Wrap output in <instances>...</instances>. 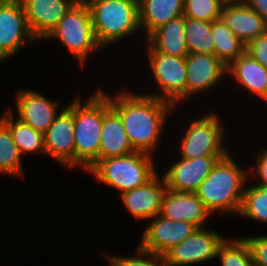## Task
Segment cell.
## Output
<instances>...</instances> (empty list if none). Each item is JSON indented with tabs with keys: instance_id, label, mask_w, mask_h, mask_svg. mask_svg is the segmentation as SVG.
I'll return each mask as SVG.
<instances>
[{
	"instance_id": "obj_23",
	"label": "cell",
	"mask_w": 267,
	"mask_h": 266,
	"mask_svg": "<svg viewBox=\"0 0 267 266\" xmlns=\"http://www.w3.org/2000/svg\"><path fill=\"white\" fill-rule=\"evenodd\" d=\"M139 25L148 36L159 26L184 12V0H138Z\"/></svg>"
},
{
	"instance_id": "obj_18",
	"label": "cell",
	"mask_w": 267,
	"mask_h": 266,
	"mask_svg": "<svg viewBox=\"0 0 267 266\" xmlns=\"http://www.w3.org/2000/svg\"><path fill=\"white\" fill-rule=\"evenodd\" d=\"M160 215L173 221L189 222L200 229L204 228L211 213L196 193L175 192L168 189L163 197Z\"/></svg>"
},
{
	"instance_id": "obj_27",
	"label": "cell",
	"mask_w": 267,
	"mask_h": 266,
	"mask_svg": "<svg viewBox=\"0 0 267 266\" xmlns=\"http://www.w3.org/2000/svg\"><path fill=\"white\" fill-rule=\"evenodd\" d=\"M21 158L9 128L0 120V173L23 177Z\"/></svg>"
},
{
	"instance_id": "obj_32",
	"label": "cell",
	"mask_w": 267,
	"mask_h": 266,
	"mask_svg": "<svg viewBox=\"0 0 267 266\" xmlns=\"http://www.w3.org/2000/svg\"><path fill=\"white\" fill-rule=\"evenodd\" d=\"M249 245L255 266H267V235L243 237Z\"/></svg>"
},
{
	"instance_id": "obj_30",
	"label": "cell",
	"mask_w": 267,
	"mask_h": 266,
	"mask_svg": "<svg viewBox=\"0 0 267 266\" xmlns=\"http://www.w3.org/2000/svg\"><path fill=\"white\" fill-rule=\"evenodd\" d=\"M224 4L222 0H184L183 16L212 22L221 18Z\"/></svg>"
},
{
	"instance_id": "obj_4",
	"label": "cell",
	"mask_w": 267,
	"mask_h": 266,
	"mask_svg": "<svg viewBox=\"0 0 267 266\" xmlns=\"http://www.w3.org/2000/svg\"><path fill=\"white\" fill-rule=\"evenodd\" d=\"M85 2L90 8L96 39L103 48L140 30L138 0Z\"/></svg>"
},
{
	"instance_id": "obj_6",
	"label": "cell",
	"mask_w": 267,
	"mask_h": 266,
	"mask_svg": "<svg viewBox=\"0 0 267 266\" xmlns=\"http://www.w3.org/2000/svg\"><path fill=\"white\" fill-rule=\"evenodd\" d=\"M44 39H58L84 67L89 54L103 47L98 43L90 8L85 0H77Z\"/></svg>"
},
{
	"instance_id": "obj_2",
	"label": "cell",
	"mask_w": 267,
	"mask_h": 266,
	"mask_svg": "<svg viewBox=\"0 0 267 266\" xmlns=\"http://www.w3.org/2000/svg\"><path fill=\"white\" fill-rule=\"evenodd\" d=\"M228 153L214 165L208 177L195 192L205 208L213 212L239 214L249 174L238 167Z\"/></svg>"
},
{
	"instance_id": "obj_31",
	"label": "cell",
	"mask_w": 267,
	"mask_h": 266,
	"mask_svg": "<svg viewBox=\"0 0 267 266\" xmlns=\"http://www.w3.org/2000/svg\"><path fill=\"white\" fill-rule=\"evenodd\" d=\"M135 255L132 257L105 255V257L111 264L110 266H167L163 255L144 251L140 247L137 248Z\"/></svg>"
},
{
	"instance_id": "obj_17",
	"label": "cell",
	"mask_w": 267,
	"mask_h": 266,
	"mask_svg": "<svg viewBox=\"0 0 267 266\" xmlns=\"http://www.w3.org/2000/svg\"><path fill=\"white\" fill-rule=\"evenodd\" d=\"M77 0H21L29 29L43 40Z\"/></svg>"
},
{
	"instance_id": "obj_5",
	"label": "cell",
	"mask_w": 267,
	"mask_h": 266,
	"mask_svg": "<svg viewBox=\"0 0 267 266\" xmlns=\"http://www.w3.org/2000/svg\"><path fill=\"white\" fill-rule=\"evenodd\" d=\"M151 154L134 151L125 156L108 157L97 161L88 172L97 181L122 193L145 185L156 174Z\"/></svg>"
},
{
	"instance_id": "obj_36",
	"label": "cell",
	"mask_w": 267,
	"mask_h": 266,
	"mask_svg": "<svg viewBox=\"0 0 267 266\" xmlns=\"http://www.w3.org/2000/svg\"><path fill=\"white\" fill-rule=\"evenodd\" d=\"M224 3H245V0H222Z\"/></svg>"
},
{
	"instance_id": "obj_22",
	"label": "cell",
	"mask_w": 267,
	"mask_h": 266,
	"mask_svg": "<svg viewBox=\"0 0 267 266\" xmlns=\"http://www.w3.org/2000/svg\"><path fill=\"white\" fill-rule=\"evenodd\" d=\"M227 74L252 95L267 101V68L246 52L227 67Z\"/></svg>"
},
{
	"instance_id": "obj_13",
	"label": "cell",
	"mask_w": 267,
	"mask_h": 266,
	"mask_svg": "<svg viewBox=\"0 0 267 266\" xmlns=\"http://www.w3.org/2000/svg\"><path fill=\"white\" fill-rule=\"evenodd\" d=\"M225 156H203L194 159L181 158L167 169L164 178L168 189L175 192L195 193L208 177L214 165Z\"/></svg>"
},
{
	"instance_id": "obj_28",
	"label": "cell",
	"mask_w": 267,
	"mask_h": 266,
	"mask_svg": "<svg viewBox=\"0 0 267 266\" xmlns=\"http://www.w3.org/2000/svg\"><path fill=\"white\" fill-rule=\"evenodd\" d=\"M239 215L267 223V187L254 185L244 189Z\"/></svg>"
},
{
	"instance_id": "obj_10",
	"label": "cell",
	"mask_w": 267,
	"mask_h": 266,
	"mask_svg": "<svg viewBox=\"0 0 267 266\" xmlns=\"http://www.w3.org/2000/svg\"><path fill=\"white\" fill-rule=\"evenodd\" d=\"M225 238L214 230L197 229L190 237L171 248L165 255L167 266H187L216 259Z\"/></svg>"
},
{
	"instance_id": "obj_16",
	"label": "cell",
	"mask_w": 267,
	"mask_h": 266,
	"mask_svg": "<svg viewBox=\"0 0 267 266\" xmlns=\"http://www.w3.org/2000/svg\"><path fill=\"white\" fill-rule=\"evenodd\" d=\"M162 177L156 174L145 185L120 194L124 206L136 219L150 220L160 214L163 197L168 190Z\"/></svg>"
},
{
	"instance_id": "obj_26",
	"label": "cell",
	"mask_w": 267,
	"mask_h": 266,
	"mask_svg": "<svg viewBox=\"0 0 267 266\" xmlns=\"http://www.w3.org/2000/svg\"><path fill=\"white\" fill-rule=\"evenodd\" d=\"M184 34L189 53L214 55L211 22L185 17Z\"/></svg>"
},
{
	"instance_id": "obj_15",
	"label": "cell",
	"mask_w": 267,
	"mask_h": 266,
	"mask_svg": "<svg viewBox=\"0 0 267 266\" xmlns=\"http://www.w3.org/2000/svg\"><path fill=\"white\" fill-rule=\"evenodd\" d=\"M225 74L227 67L215 55L189 53L186 56V100L214 88Z\"/></svg>"
},
{
	"instance_id": "obj_14",
	"label": "cell",
	"mask_w": 267,
	"mask_h": 266,
	"mask_svg": "<svg viewBox=\"0 0 267 266\" xmlns=\"http://www.w3.org/2000/svg\"><path fill=\"white\" fill-rule=\"evenodd\" d=\"M15 100L16 118L43 134L59 114L58 101L50 100L36 90H19Z\"/></svg>"
},
{
	"instance_id": "obj_19",
	"label": "cell",
	"mask_w": 267,
	"mask_h": 266,
	"mask_svg": "<svg viewBox=\"0 0 267 266\" xmlns=\"http://www.w3.org/2000/svg\"><path fill=\"white\" fill-rule=\"evenodd\" d=\"M100 138L99 161L108 157L125 156L135 151L126 135L121 118L111 107L106 93Z\"/></svg>"
},
{
	"instance_id": "obj_29",
	"label": "cell",
	"mask_w": 267,
	"mask_h": 266,
	"mask_svg": "<svg viewBox=\"0 0 267 266\" xmlns=\"http://www.w3.org/2000/svg\"><path fill=\"white\" fill-rule=\"evenodd\" d=\"M221 266H255L249 245L244 238L225 239L220 245L217 257Z\"/></svg>"
},
{
	"instance_id": "obj_1",
	"label": "cell",
	"mask_w": 267,
	"mask_h": 266,
	"mask_svg": "<svg viewBox=\"0 0 267 266\" xmlns=\"http://www.w3.org/2000/svg\"><path fill=\"white\" fill-rule=\"evenodd\" d=\"M107 96L111 107L121 118L133 149L152 155L158 147L165 120L175 106L158 97L132 94L130 91H122L114 98Z\"/></svg>"
},
{
	"instance_id": "obj_35",
	"label": "cell",
	"mask_w": 267,
	"mask_h": 266,
	"mask_svg": "<svg viewBox=\"0 0 267 266\" xmlns=\"http://www.w3.org/2000/svg\"><path fill=\"white\" fill-rule=\"evenodd\" d=\"M245 3L267 22V0H245Z\"/></svg>"
},
{
	"instance_id": "obj_3",
	"label": "cell",
	"mask_w": 267,
	"mask_h": 266,
	"mask_svg": "<svg viewBox=\"0 0 267 266\" xmlns=\"http://www.w3.org/2000/svg\"><path fill=\"white\" fill-rule=\"evenodd\" d=\"M79 97L74 98L75 167L88 171L99 161L104 92L96 90L84 104Z\"/></svg>"
},
{
	"instance_id": "obj_9",
	"label": "cell",
	"mask_w": 267,
	"mask_h": 266,
	"mask_svg": "<svg viewBox=\"0 0 267 266\" xmlns=\"http://www.w3.org/2000/svg\"><path fill=\"white\" fill-rule=\"evenodd\" d=\"M36 40L21 0H0V63L17 54L24 44Z\"/></svg>"
},
{
	"instance_id": "obj_34",
	"label": "cell",
	"mask_w": 267,
	"mask_h": 266,
	"mask_svg": "<svg viewBox=\"0 0 267 266\" xmlns=\"http://www.w3.org/2000/svg\"><path fill=\"white\" fill-rule=\"evenodd\" d=\"M261 152V153H260ZM259 154L256 155L255 166L252 167V173L257 176L259 181V186L267 187V149L260 150Z\"/></svg>"
},
{
	"instance_id": "obj_25",
	"label": "cell",
	"mask_w": 267,
	"mask_h": 266,
	"mask_svg": "<svg viewBox=\"0 0 267 266\" xmlns=\"http://www.w3.org/2000/svg\"><path fill=\"white\" fill-rule=\"evenodd\" d=\"M0 120L9 128L13 141L19 149L21 155L26 153H44V134L34 130L31 126L15 120L11 109L0 117Z\"/></svg>"
},
{
	"instance_id": "obj_11",
	"label": "cell",
	"mask_w": 267,
	"mask_h": 266,
	"mask_svg": "<svg viewBox=\"0 0 267 266\" xmlns=\"http://www.w3.org/2000/svg\"><path fill=\"white\" fill-rule=\"evenodd\" d=\"M74 100L55 117L44 133L45 152L70 168L75 167Z\"/></svg>"
},
{
	"instance_id": "obj_7",
	"label": "cell",
	"mask_w": 267,
	"mask_h": 266,
	"mask_svg": "<svg viewBox=\"0 0 267 266\" xmlns=\"http://www.w3.org/2000/svg\"><path fill=\"white\" fill-rule=\"evenodd\" d=\"M215 113H209L193 120L181 140V157L194 159L203 156H226L224 127Z\"/></svg>"
},
{
	"instance_id": "obj_33",
	"label": "cell",
	"mask_w": 267,
	"mask_h": 266,
	"mask_svg": "<svg viewBox=\"0 0 267 266\" xmlns=\"http://www.w3.org/2000/svg\"><path fill=\"white\" fill-rule=\"evenodd\" d=\"M245 52L267 68V31L247 42Z\"/></svg>"
},
{
	"instance_id": "obj_20",
	"label": "cell",
	"mask_w": 267,
	"mask_h": 266,
	"mask_svg": "<svg viewBox=\"0 0 267 266\" xmlns=\"http://www.w3.org/2000/svg\"><path fill=\"white\" fill-rule=\"evenodd\" d=\"M221 18L245 44L267 31V22L246 3H225Z\"/></svg>"
},
{
	"instance_id": "obj_12",
	"label": "cell",
	"mask_w": 267,
	"mask_h": 266,
	"mask_svg": "<svg viewBox=\"0 0 267 266\" xmlns=\"http://www.w3.org/2000/svg\"><path fill=\"white\" fill-rule=\"evenodd\" d=\"M151 221L143 231L139 247L144 251L163 256L198 229L189 222L173 221L160 214L151 218Z\"/></svg>"
},
{
	"instance_id": "obj_24",
	"label": "cell",
	"mask_w": 267,
	"mask_h": 266,
	"mask_svg": "<svg viewBox=\"0 0 267 266\" xmlns=\"http://www.w3.org/2000/svg\"><path fill=\"white\" fill-rule=\"evenodd\" d=\"M211 32L214 40V55L228 67L245 52L243 43L222 18L211 22Z\"/></svg>"
},
{
	"instance_id": "obj_8",
	"label": "cell",
	"mask_w": 267,
	"mask_h": 266,
	"mask_svg": "<svg viewBox=\"0 0 267 266\" xmlns=\"http://www.w3.org/2000/svg\"><path fill=\"white\" fill-rule=\"evenodd\" d=\"M153 79L162 94L150 95L173 104L175 107L186 100V57L171 56L159 52H148ZM185 99V100H184Z\"/></svg>"
},
{
	"instance_id": "obj_21",
	"label": "cell",
	"mask_w": 267,
	"mask_h": 266,
	"mask_svg": "<svg viewBox=\"0 0 267 266\" xmlns=\"http://www.w3.org/2000/svg\"><path fill=\"white\" fill-rule=\"evenodd\" d=\"M185 17L168 21L147 36V52H159L171 56L186 57L189 54L185 43Z\"/></svg>"
}]
</instances>
